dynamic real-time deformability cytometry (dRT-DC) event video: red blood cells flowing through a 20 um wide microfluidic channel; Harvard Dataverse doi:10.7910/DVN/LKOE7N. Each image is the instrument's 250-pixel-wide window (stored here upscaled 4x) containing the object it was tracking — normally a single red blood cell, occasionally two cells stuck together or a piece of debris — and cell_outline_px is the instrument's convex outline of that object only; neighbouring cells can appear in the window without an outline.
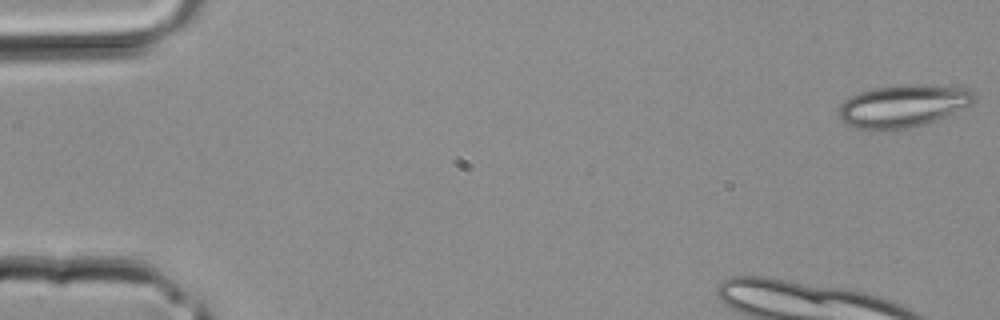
{"species": "common noctule bat (a hibernating species)", "species_latin": "Nyctalus noctula", "temperature_condition": "room temperature", "stored_images_in_passage": 3, "camera_frame_rate_fps": 3000, "um_per_image_px": 0.085, "animal": {"sex": "male", "body_mass_g": 20.4}, "frame": {"image": 1, "passage_image": 1, "time_ms": 0.0, "image_size_px": [1000, 320], "cell_outline_px": [[980, 96], [972, 104], [936, 120], [924, 124], [908, 128], [888, 132], [868, 132], [856, 128], [840, 120], [840, 104], [848, 96], [856, 92], [872, 88], [900, 84], [924, 84], [972, 88]], "centroid_in_image_um": [76.76, 9.01], "position_along_channel_um": 8.2, "area_um2": 34.8}}